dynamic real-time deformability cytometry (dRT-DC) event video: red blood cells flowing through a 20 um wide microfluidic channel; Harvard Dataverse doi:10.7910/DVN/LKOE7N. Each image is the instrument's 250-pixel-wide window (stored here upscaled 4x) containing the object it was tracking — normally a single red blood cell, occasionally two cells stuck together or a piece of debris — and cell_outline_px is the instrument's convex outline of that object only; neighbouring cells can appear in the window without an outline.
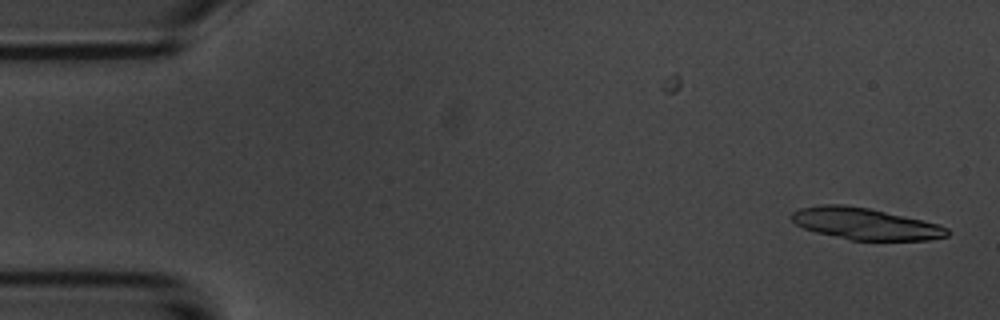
{"species": "common noctule bat (a hibernating species)", "species_latin": "Nyctalus noctula", "temperature_condition": "room temperature", "stored_images_in_passage": 3, "camera_frame_rate_fps": 3000, "um_per_image_px": 0.085, "animal": {"sex": "male", "body_mass_g": 20.1, "forearm_length_mm": 53.5}, "frame": {"image": 1, "passage_image": 3, "time_ms": 2.333, "image_size_px": [1000, 320], "cell_outline_px": [[948, 236], [928, 240], [852, 240], [816, 232], [804, 228], [796, 224], [788, 216], [792, 212], [800, 208], [824, 204], [840, 204], [868, 208], [940, 224], [948, 228]], "centroid_in_image_um": [73.53, 19.02], "position_along_channel_um": 11.5, "area_um2": 28.55}}